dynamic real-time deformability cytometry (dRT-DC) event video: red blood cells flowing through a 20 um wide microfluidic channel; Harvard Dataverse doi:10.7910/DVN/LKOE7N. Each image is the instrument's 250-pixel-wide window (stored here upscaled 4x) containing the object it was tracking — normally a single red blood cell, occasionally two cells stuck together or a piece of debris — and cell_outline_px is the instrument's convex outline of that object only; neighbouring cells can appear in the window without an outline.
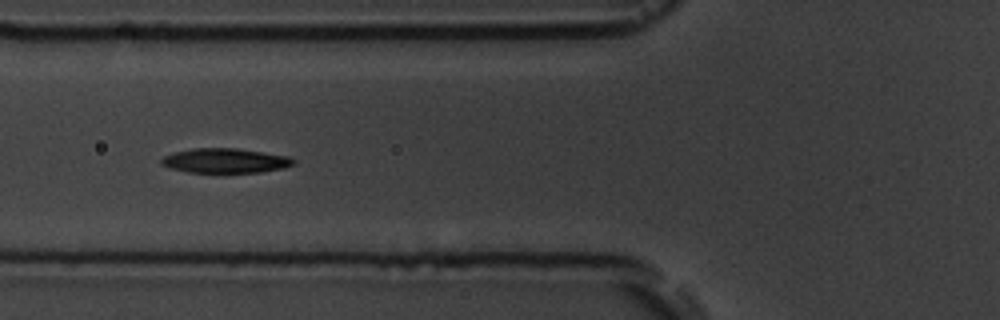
{"species": "common noctule bat (a hibernating species)", "species_latin": "Nyctalus noctula", "temperature_condition": "room temperature", "stored_images_in_passage": 14, "camera_frame_rate_fps": 3000, "um_per_image_px": 0.085, "animal": {"sex": "male", "body_mass_g": 19.5, "forearm_length_mm": 54.6}, "frame": {"image": 1, "passage_image": 5, "time_ms": 5.333, "image_size_px": [1000, 320], "cell_outline_px": [[296, 160], [292, 164], [284, 168], [260, 172], [188, 172], [172, 168], [160, 164], [160, 160], [164, 156], [176, 152], [192, 148], [236, 148], [288, 156]], "centroid_in_image_um": [19.14, 13.65], "position_along_channel_um": 106.7, "area_um2": 18.73}}
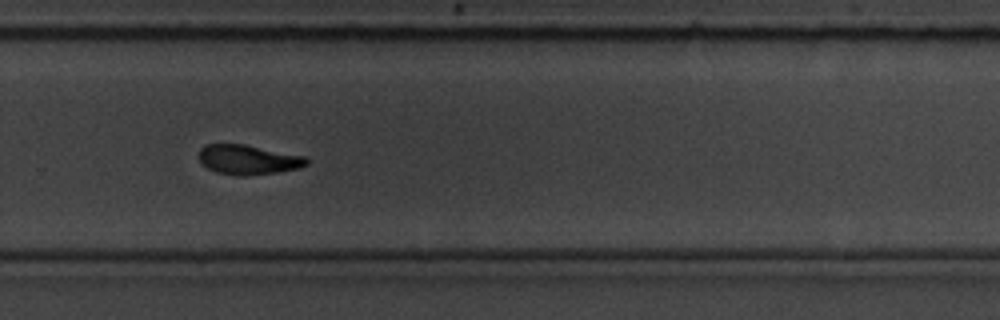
{"frame": {"image": 2, "passage_image": 10, "time_ms": 11.0, "image_size_px": [1000, 320], "cell_outline_px": [[308, 164], [300, 168], [276, 172], [244, 176], [236, 176], [216, 172], [200, 164], [200, 148], [204, 144], [244, 144], [304, 156], [308, 160]], "centroid_in_image_um": [21.07, 13.57], "position_along_channel_um": 308.7, "area_um2": 18.61}}
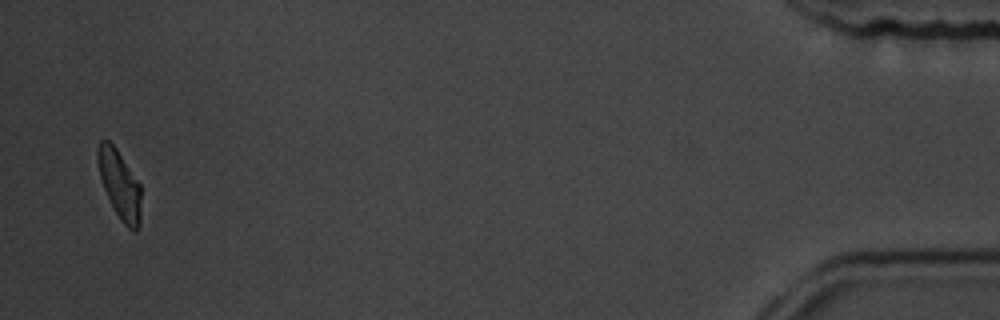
{"frame": {"image": 3, "passage_image": 14, "time_ms": 16.667, "image_size_px": [1000, 320], "cell_outline_px": [[140, 224], [136, 232], [132, 232], [124, 224], [116, 212], [104, 188], [100, 176], [96, 156], [96, 148], [100, 140], [108, 140], [116, 148], [140, 184]], "centroid_in_image_um": [10.16, 15.67], "position_along_channel_um": 425.0, "area_um2": 17.11}, "authors_computed_cell_mechanics": {"area_um2": 18.5249, "velocity_mm_per_s": 3.5763, "shape_relaxation_time_tau1_ms": 3.2015, "shape_relaxation_time_tau2_ms": 2.7163, "deformation_change_tau1": 0.1266, "deformation_change_tau2": 0.0792}}